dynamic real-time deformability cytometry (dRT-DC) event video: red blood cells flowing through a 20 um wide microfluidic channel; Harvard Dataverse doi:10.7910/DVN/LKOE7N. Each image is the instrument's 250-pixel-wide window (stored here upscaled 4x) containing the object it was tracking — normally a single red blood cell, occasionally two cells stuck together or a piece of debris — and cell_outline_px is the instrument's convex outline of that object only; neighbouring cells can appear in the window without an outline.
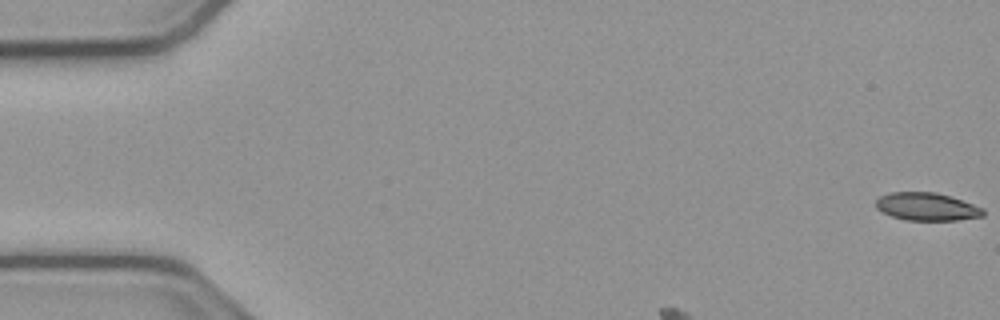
{"species": "common noctule bat (a hibernating species)", "species_latin": "Nyctalus noctula", "temperature_condition": "cold", "stored_images_in_passage": 9, "camera_frame_rate_fps": 3000, "um_per_image_px": 0.085, "animal": {"sex": "male", "body_mass_g": 23.1, "forearm_length_mm": 52.7}, "frame": {"image": 1, "passage_image": 1, "time_ms": 0.0, "image_size_px": [1000, 320], "cell_outline_px": [[984, 216], [956, 220], [904, 220], [892, 216], [876, 208], [876, 200], [880, 196], [888, 192], [936, 192], [984, 208]], "centroid_in_image_um": [78.76, 17.56], "position_along_channel_um": 6.2, "area_um2": 17.28}}